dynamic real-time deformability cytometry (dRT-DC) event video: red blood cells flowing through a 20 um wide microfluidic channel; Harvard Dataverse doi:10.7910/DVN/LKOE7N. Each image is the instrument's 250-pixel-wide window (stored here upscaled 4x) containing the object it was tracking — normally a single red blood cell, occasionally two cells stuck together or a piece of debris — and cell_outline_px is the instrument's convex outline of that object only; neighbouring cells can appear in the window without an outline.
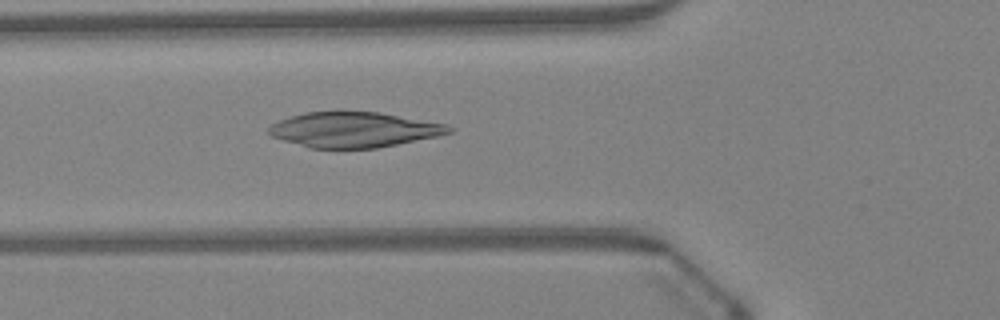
{"species": "Egyptian fruit bat (a non-hibernating species)", "species_latin": "Rousettus aegyptiacus", "temperature_condition": "warm", "stored_images_in_passage": 33, "camera_frame_rate_fps": 3000, "um_per_image_px": 0.085, "animal": {"sex": "female"}, "frame": {"image": 1, "passage_image": 6, "time_ms": 1.667, "image_size_px": [1000, 320], "cell_outline_px": [[456, 128], [452, 132], [440, 136], [376, 148], [308, 148], [272, 136], [268, 132], [268, 128], [272, 124], [280, 120], [292, 116], [308, 112], [344, 108], [380, 112], [448, 124]], "centroid_in_image_um": [30.13, 10.98], "position_along_channel_um": 95.7, "area_um2": 37.97}}
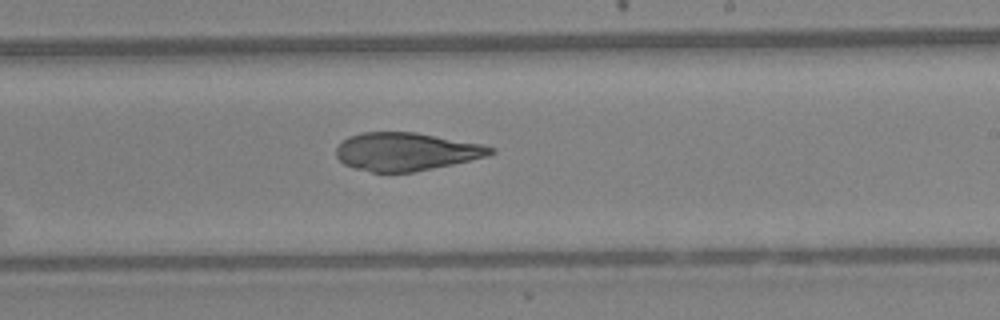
{"frame": {"image": 2, "passage_image": 17, "time_ms": 5.333, "image_size_px": [1000, 320], "cell_outline_px": [[496, 152], [488, 156], [452, 164], [412, 172], [372, 172], [352, 168], [344, 164], [336, 156], [336, 148], [348, 136], [360, 132], [416, 132], [484, 144], [496, 148]], "centroid_in_image_um": [34.53, 12.88], "position_along_channel_um": 254.5, "area_um2": 34.39}}
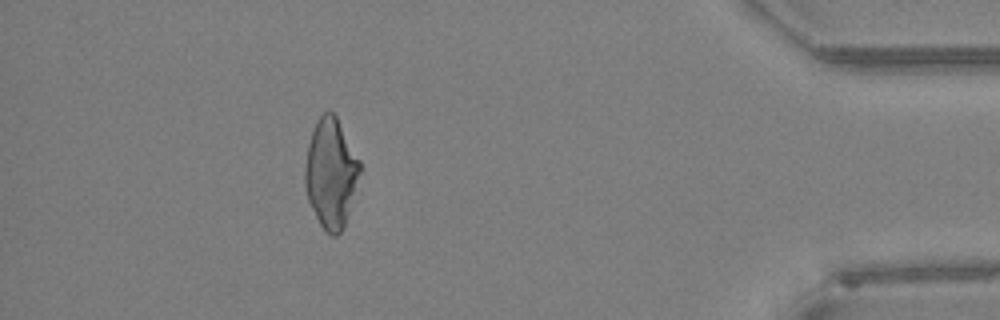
{"frame": {"image": 3, "passage_image": 31, "time_ms": 10.0, "image_size_px": [1000, 320], "cell_outline_px": [[360, 172], [344, 228], [336, 236], [332, 236], [320, 224], [308, 200], [304, 184], [304, 168], [308, 144], [316, 120], [324, 112], [332, 112], [336, 116], [360, 160]], "centroid_in_image_um": [28.11, 14.71], "position_along_channel_um": 407.1, "area_um2": 34.68}}